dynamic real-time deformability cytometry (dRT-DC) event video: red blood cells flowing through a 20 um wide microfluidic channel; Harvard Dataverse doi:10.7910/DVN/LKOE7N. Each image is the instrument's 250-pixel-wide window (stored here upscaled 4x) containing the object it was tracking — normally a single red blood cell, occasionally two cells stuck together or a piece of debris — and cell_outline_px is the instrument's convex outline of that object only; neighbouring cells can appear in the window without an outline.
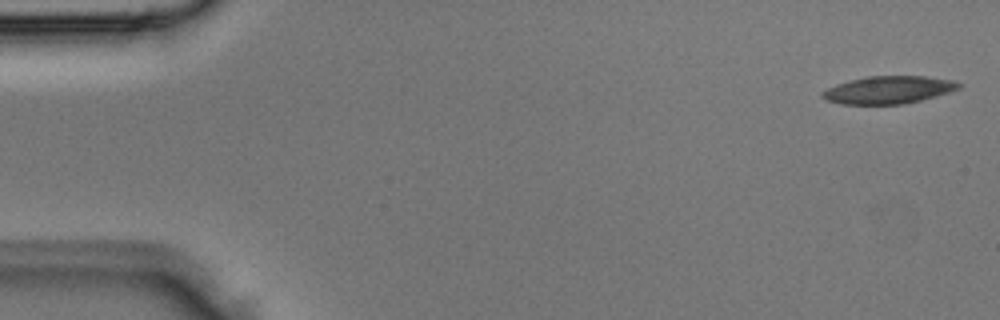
{"species": "Egyptian fruit bat (a non-hibernating species)", "species_latin": "Rousettus aegyptiacus", "temperature_condition": "room temperature", "stored_images_in_passage": 5, "segment_of_instrument_passage": [1, 2], "camera_frame_rate_fps": 3000, "um_per_image_px": 0.085, "animal": {"sex": "male"}, "frame": {"image": 1, "passage_image": 1, "time_ms": 0.0, "image_size_px": [1000, 320], "cell_outline_px": [[964, 84], [960, 88], [936, 96], [904, 104], [840, 104], [824, 100], [820, 96], [820, 92], [836, 84], [848, 80], [868, 76], [924, 76], [956, 80]], "centroid_in_image_um": [75.51, 7.63], "position_along_channel_um": 9.5, "area_um2": 22.2}}
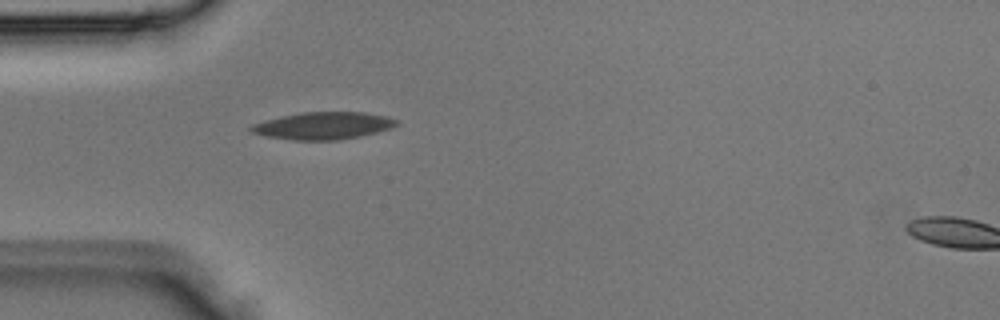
{"frame": {"image": 2, "passage_image": 4, "time_ms": 1.0, "image_size_px": [1000, 320], "cell_outline_px": [[396, 124], [392, 128], [360, 136], [336, 140], [292, 140], [268, 136], [252, 132], [248, 128], [252, 124], [264, 120], [280, 116], [300, 112], [364, 112], [388, 116], [396, 120]], "centroid_in_image_um": [27.45, 10.67], "position_along_channel_um": 57.5, "area_um2": 23.06}}